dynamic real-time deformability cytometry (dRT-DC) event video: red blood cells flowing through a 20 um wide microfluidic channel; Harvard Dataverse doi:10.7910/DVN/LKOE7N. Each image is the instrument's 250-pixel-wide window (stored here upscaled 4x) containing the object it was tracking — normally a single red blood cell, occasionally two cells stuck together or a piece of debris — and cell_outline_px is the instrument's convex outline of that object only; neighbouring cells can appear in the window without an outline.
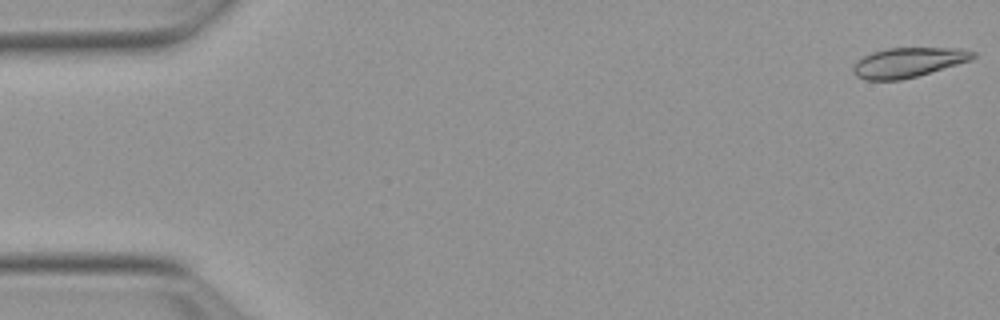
{"species": "Egyptian fruit bat (a non-hibernating species)", "species_latin": "Rousettus aegyptiacus", "temperature_condition": "warm", "stored_images_in_passage": 26, "camera_frame_rate_fps": 3000, "um_per_image_px": 0.085, "animal": {"sex": "female"}, "frame": {"image": 1, "passage_image": 1, "time_ms": 0.0, "image_size_px": [1000, 320], "cell_outline_px": [[976, 56], [972, 60], [916, 76], [900, 80], [868, 80], [856, 76], [852, 72], [852, 68], [856, 60], [872, 52], [888, 48], [960, 48], [976, 52]], "centroid_in_image_um": [77.19, 5.3], "position_along_channel_um": 7.8, "area_um2": 20.75}}
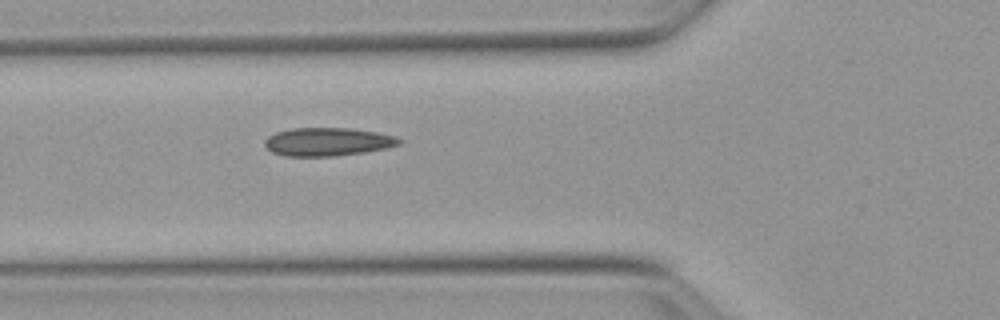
{"frame": {"image": 2, "passage_image": 19, "time_ms": 6.0, "image_size_px": [1000, 320], "cell_outline_px": [[404, 140], [400, 144], [384, 148], [364, 152], [332, 156], [284, 156], [272, 152], [264, 144], [264, 140], [268, 136], [276, 132], [292, 128], [352, 128], [376, 132], [396, 136]], "centroid_in_image_um": [27.85, 12.04], "position_along_channel_um": 98.0, "area_um2": 22.14}}
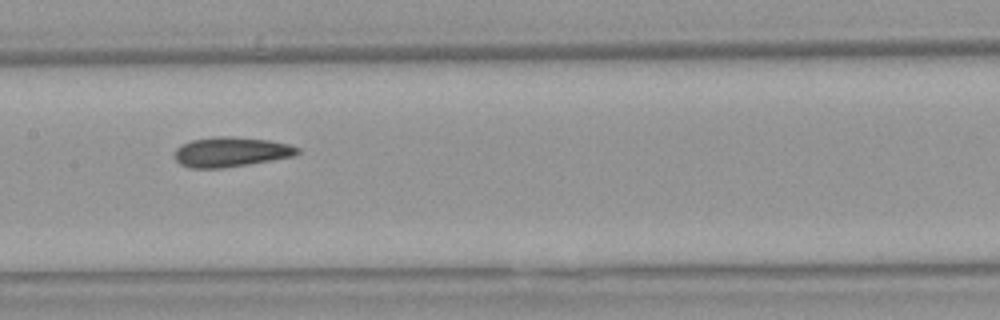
{"frame": {"image": 3, "passage_image": 26, "time_ms": 8.333, "image_size_px": [1000, 320], "cell_outline_px": [[300, 152], [296, 156], [248, 164], [220, 168], [192, 168], [180, 164], [176, 160], [176, 148], [192, 140], [212, 136], [232, 136], [268, 140], [288, 144], [300, 148]], "centroid_in_image_um": [19.66, 12.91], "position_along_channel_um": 187.7, "area_um2": 21.27}}